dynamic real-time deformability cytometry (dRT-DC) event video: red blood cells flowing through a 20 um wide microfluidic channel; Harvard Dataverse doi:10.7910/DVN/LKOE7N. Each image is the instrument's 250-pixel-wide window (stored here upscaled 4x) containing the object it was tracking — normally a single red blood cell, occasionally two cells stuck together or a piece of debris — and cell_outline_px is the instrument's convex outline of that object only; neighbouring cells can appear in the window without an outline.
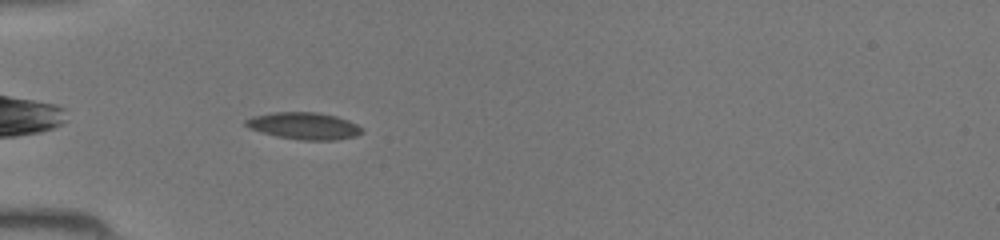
{"species": "common noctule bat (a hibernating species)", "species_latin": "Nyctalus noctula", "temperature_condition": "room temperature", "stored_images_in_passage": 31, "camera_frame_rate_fps": 3000, "um_per_image_px": 0.085, "animal": {"sex": "female", "body_mass_g": 19.5, "forearm_length_mm": 54.1}, "frame": {"image": 1, "passage_image": 3, "time_ms": 0.667, "image_size_px": [1000, 240], "cell_outline_px": [[364, 132], [352, 136], [336, 140], [300, 140], [276, 136], [248, 128], [244, 124], [244, 120], [252, 116], [276, 112], [316, 112], [336, 116], [348, 120], [356, 124]], "centroid_in_image_um": [25.8, 10.69], "position_along_channel_um": 59.2, "area_um2": 18.15}}
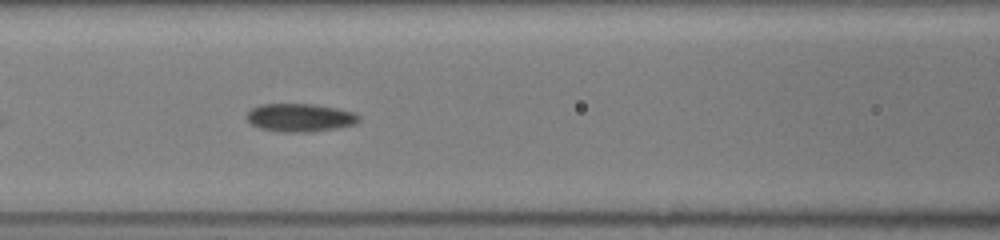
{"frame": {"image": 2, "passage_image": 9, "time_ms": 2.667, "image_size_px": [1000, 240], "cell_outline_px": [[360, 120], [356, 124], [336, 128], [312, 132], [284, 132], [260, 128], [252, 124], [248, 120], [248, 112], [252, 108], [260, 104], [312, 104], [336, 108], [352, 112], [360, 116]], "centroid_in_image_um": [25.52, 10.0], "position_along_channel_um": 141.1, "area_um2": 18.26}}
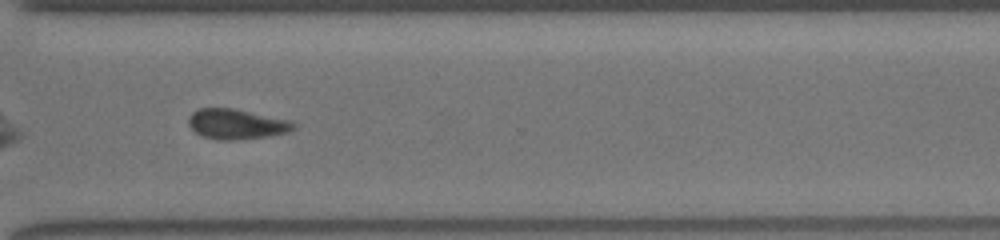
{"frame": {"image": 3, "passage_image": 23, "time_ms": 7.333, "image_size_px": [1000, 240], "cell_outline_px": [[296, 128], [288, 132], [268, 136], [236, 140], [220, 140], [204, 136], [196, 132], [188, 124], [188, 116], [192, 112], [200, 108], [236, 108], [292, 120], [296, 124]], "centroid_in_image_um": [20.14, 10.53], "position_along_channel_um": 350.5, "area_um2": 18.67}}